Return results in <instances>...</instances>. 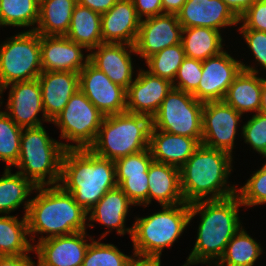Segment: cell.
<instances>
[{
  "label": "cell",
  "instance_id": "17",
  "mask_svg": "<svg viewBox=\"0 0 266 266\" xmlns=\"http://www.w3.org/2000/svg\"><path fill=\"white\" fill-rule=\"evenodd\" d=\"M85 237L86 231H82L39 241L33 245L37 266H82L90 244Z\"/></svg>",
  "mask_w": 266,
  "mask_h": 266
},
{
  "label": "cell",
  "instance_id": "7",
  "mask_svg": "<svg viewBox=\"0 0 266 266\" xmlns=\"http://www.w3.org/2000/svg\"><path fill=\"white\" fill-rule=\"evenodd\" d=\"M147 217L135 219L132 226L134 256L160 259L164 247H170L190 223L189 204L163 205Z\"/></svg>",
  "mask_w": 266,
  "mask_h": 266
},
{
  "label": "cell",
  "instance_id": "44",
  "mask_svg": "<svg viewBox=\"0 0 266 266\" xmlns=\"http://www.w3.org/2000/svg\"><path fill=\"white\" fill-rule=\"evenodd\" d=\"M137 16L142 20L146 18L164 14L161 0H132Z\"/></svg>",
  "mask_w": 266,
  "mask_h": 266
},
{
  "label": "cell",
  "instance_id": "8",
  "mask_svg": "<svg viewBox=\"0 0 266 266\" xmlns=\"http://www.w3.org/2000/svg\"><path fill=\"white\" fill-rule=\"evenodd\" d=\"M0 44V90L6 85L37 79L42 73L40 34L24 31Z\"/></svg>",
  "mask_w": 266,
  "mask_h": 266
},
{
  "label": "cell",
  "instance_id": "21",
  "mask_svg": "<svg viewBox=\"0 0 266 266\" xmlns=\"http://www.w3.org/2000/svg\"><path fill=\"white\" fill-rule=\"evenodd\" d=\"M140 21L132 0H118L108 12L101 14L103 43L134 45Z\"/></svg>",
  "mask_w": 266,
  "mask_h": 266
},
{
  "label": "cell",
  "instance_id": "27",
  "mask_svg": "<svg viewBox=\"0 0 266 266\" xmlns=\"http://www.w3.org/2000/svg\"><path fill=\"white\" fill-rule=\"evenodd\" d=\"M76 4L77 0H40L38 26L28 31L65 36Z\"/></svg>",
  "mask_w": 266,
  "mask_h": 266
},
{
  "label": "cell",
  "instance_id": "46",
  "mask_svg": "<svg viewBox=\"0 0 266 266\" xmlns=\"http://www.w3.org/2000/svg\"><path fill=\"white\" fill-rule=\"evenodd\" d=\"M0 266H36L28 254L16 256H0Z\"/></svg>",
  "mask_w": 266,
  "mask_h": 266
},
{
  "label": "cell",
  "instance_id": "15",
  "mask_svg": "<svg viewBox=\"0 0 266 266\" xmlns=\"http://www.w3.org/2000/svg\"><path fill=\"white\" fill-rule=\"evenodd\" d=\"M6 114L20 127L30 128L42 126L37 118L39 112L43 113V121L51 122L44 114L42 105L41 86L38 79L13 82L0 90V97L4 89L10 86Z\"/></svg>",
  "mask_w": 266,
  "mask_h": 266
},
{
  "label": "cell",
  "instance_id": "35",
  "mask_svg": "<svg viewBox=\"0 0 266 266\" xmlns=\"http://www.w3.org/2000/svg\"><path fill=\"white\" fill-rule=\"evenodd\" d=\"M23 128L18 126L6 112L0 111V160L14 166L20 156V140Z\"/></svg>",
  "mask_w": 266,
  "mask_h": 266
},
{
  "label": "cell",
  "instance_id": "49",
  "mask_svg": "<svg viewBox=\"0 0 266 266\" xmlns=\"http://www.w3.org/2000/svg\"><path fill=\"white\" fill-rule=\"evenodd\" d=\"M128 266H161V260L157 258L134 257Z\"/></svg>",
  "mask_w": 266,
  "mask_h": 266
},
{
  "label": "cell",
  "instance_id": "40",
  "mask_svg": "<svg viewBox=\"0 0 266 266\" xmlns=\"http://www.w3.org/2000/svg\"><path fill=\"white\" fill-rule=\"evenodd\" d=\"M245 143H249L256 152L266 157V115L258 112L252 115L242 127Z\"/></svg>",
  "mask_w": 266,
  "mask_h": 266
},
{
  "label": "cell",
  "instance_id": "33",
  "mask_svg": "<svg viewBox=\"0 0 266 266\" xmlns=\"http://www.w3.org/2000/svg\"><path fill=\"white\" fill-rule=\"evenodd\" d=\"M40 0H0V26L29 27L37 24Z\"/></svg>",
  "mask_w": 266,
  "mask_h": 266
},
{
  "label": "cell",
  "instance_id": "38",
  "mask_svg": "<svg viewBox=\"0 0 266 266\" xmlns=\"http://www.w3.org/2000/svg\"><path fill=\"white\" fill-rule=\"evenodd\" d=\"M236 194L243 206H254L266 203V163L256 171Z\"/></svg>",
  "mask_w": 266,
  "mask_h": 266
},
{
  "label": "cell",
  "instance_id": "51",
  "mask_svg": "<svg viewBox=\"0 0 266 266\" xmlns=\"http://www.w3.org/2000/svg\"><path fill=\"white\" fill-rule=\"evenodd\" d=\"M214 263H215V266H216V265H217V266H220L217 260H215Z\"/></svg>",
  "mask_w": 266,
  "mask_h": 266
},
{
  "label": "cell",
  "instance_id": "36",
  "mask_svg": "<svg viewBox=\"0 0 266 266\" xmlns=\"http://www.w3.org/2000/svg\"><path fill=\"white\" fill-rule=\"evenodd\" d=\"M89 244L82 266H128L135 256L123 254L113 244L94 241Z\"/></svg>",
  "mask_w": 266,
  "mask_h": 266
},
{
  "label": "cell",
  "instance_id": "25",
  "mask_svg": "<svg viewBox=\"0 0 266 266\" xmlns=\"http://www.w3.org/2000/svg\"><path fill=\"white\" fill-rule=\"evenodd\" d=\"M242 70L236 76L224 97V102L236 111L245 112L260 110L262 78L257 77L258 70L241 63Z\"/></svg>",
  "mask_w": 266,
  "mask_h": 266
},
{
  "label": "cell",
  "instance_id": "18",
  "mask_svg": "<svg viewBox=\"0 0 266 266\" xmlns=\"http://www.w3.org/2000/svg\"><path fill=\"white\" fill-rule=\"evenodd\" d=\"M40 48L42 71L79 73L89 61V54L84 59V47L66 36L40 35Z\"/></svg>",
  "mask_w": 266,
  "mask_h": 266
},
{
  "label": "cell",
  "instance_id": "47",
  "mask_svg": "<svg viewBox=\"0 0 266 266\" xmlns=\"http://www.w3.org/2000/svg\"><path fill=\"white\" fill-rule=\"evenodd\" d=\"M239 18L256 0H223Z\"/></svg>",
  "mask_w": 266,
  "mask_h": 266
},
{
  "label": "cell",
  "instance_id": "24",
  "mask_svg": "<svg viewBox=\"0 0 266 266\" xmlns=\"http://www.w3.org/2000/svg\"><path fill=\"white\" fill-rule=\"evenodd\" d=\"M151 199L163 205L185 203L181 190L180 168L152 161L148 169V204Z\"/></svg>",
  "mask_w": 266,
  "mask_h": 266
},
{
  "label": "cell",
  "instance_id": "20",
  "mask_svg": "<svg viewBox=\"0 0 266 266\" xmlns=\"http://www.w3.org/2000/svg\"><path fill=\"white\" fill-rule=\"evenodd\" d=\"M127 47L129 51H127ZM96 48L97 51L89 53V61L103 71L113 83L127 90L133 82V65L130 53L136 54L134 45L103 43Z\"/></svg>",
  "mask_w": 266,
  "mask_h": 266
},
{
  "label": "cell",
  "instance_id": "16",
  "mask_svg": "<svg viewBox=\"0 0 266 266\" xmlns=\"http://www.w3.org/2000/svg\"><path fill=\"white\" fill-rule=\"evenodd\" d=\"M172 88L171 81L140 70L126 91V112L152 118Z\"/></svg>",
  "mask_w": 266,
  "mask_h": 266
},
{
  "label": "cell",
  "instance_id": "30",
  "mask_svg": "<svg viewBox=\"0 0 266 266\" xmlns=\"http://www.w3.org/2000/svg\"><path fill=\"white\" fill-rule=\"evenodd\" d=\"M27 235L25 215L21 221L16 216H0V256L26 255L34 251Z\"/></svg>",
  "mask_w": 266,
  "mask_h": 266
},
{
  "label": "cell",
  "instance_id": "26",
  "mask_svg": "<svg viewBox=\"0 0 266 266\" xmlns=\"http://www.w3.org/2000/svg\"><path fill=\"white\" fill-rule=\"evenodd\" d=\"M130 205H134L127 195L117 186L109 191L87 213L89 221H97L107 228L116 229L119 235L126 232L132 236V227L124 223Z\"/></svg>",
  "mask_w": 266,
  "mask_h": 266
},
{
  "label": "cell",
  "instance_id": "3",
  "mask_svg": "<svg viewBox=\"0 0 266 266\" xmlns=\"http://www.w3.org/2000/svg\"><path fill=\"white\" fill-rule=\"evenodd\" d=\"M59 185L88 212L107 191L118 186L115 161L89 149H65Z\"/></svg>",
  "mask_w": 266,
  "mask_h": 266
},
{
  "label": "cell",
  "instance_id": "29",
  "mask_svg": "<svg viewBox=\"0 0 266 266\" xmlns=\"http://www.w3.org/2000/svg\"><path fill=\"white\" fill-rule=\"evenodd\" d=\"M181 43L187 58L200 61L219 55L223 51L220 30L209 27L183 28Z\"/></svg>",
  "mask_w": 266,
  "mask_h": 266
},
{
  "label": "cell",
  "instance_id": "9",
  "mask_svg": "<svg viewBox=\"0 0 266 266\" xmlns=\"http://www.w3.org/2000/svg\"><path fill=\"white\" fill-rule=\"evenodd\" d=\"M203 105L191 93L172 88L152 117V127L195 138L201 143Z\"/></svg>",
  "mask_w": 266,
  "mask_h": 266
},
{
  "label": "cell",
  "instance_id": "1",
  "mask_svg": "<svg viewBox=\"0 0 266 266\" xmlns=\"http://www.w3.org/2000/svg\"><path fill=\"white\" fill-rule=\"evenodd\" d=\"M189 206V221L197 213L201 215V220L194 248L183 266L210 264L214 258L219 261L227 244L241 228L238 211L243 204L235 194L223 199L194 202Z\"/></svg>",
  "mask_w": 266,
  "mask_h": 266
},
{
  "label": "cell",
  "instance_id": "19",
  "mask_svg": "<svg viewBox=\"0 0 266 266\" xmlns=\"http://www.w3.org/2000/svg\"><path fill=\"white\" fill-rule=\"evenodd\" d=\"M182 28L221 27L236 25L239 18L223 0H187L176 14Z\"/></svg>",
  "mask_w": 266,
  "mask_h": 266
},
{
  "label": "cell",
  "instance_id": "45",
  "mask_svg": "<svg viewBox=\"0 0 266 266\" xmlns=\"http://www.w3.org/2000/svg\"><path fill=\"white\" fill-rule=\"evenodd\" d=\"M118 0H77V4L103 14L108 12Z\"/></svg>",
  "mask_w": 266,
  "mask_h": 266
},
{
  "label": "cell",
  "instance_id": "39",
  "mask_svg": "<svg viewBox=\"0 0 266 266\" xmlns=\"http://www.w3.org/2000/svg\"><path fill=\"white\" fill-rule=\"evenodd\" d=\"M201 76L202 61L186 57L172 82L173 88L192 94L198 88Z\"/></svg>",
  "mask_w": 266,
  "mask_h": 266
},
{
  "label": "cell",
  "instance_id": "22",
  "mask_svg": "<svg viewBox=\"0 0 266 266\" xmlns=\"http://www.w3.org/2000/svg\"><path fill=\"white\" fill-rule=\"evenodd\" d=\"M37 79L41 86L44 114L52 122L79 89V73L42 71Z\"/></svg>",
  "mask_w": 266,
  "mask_h": 266
},
{
  "label": "cell",
  "instance_id": "5",
  "mask_svg": "<svg viewBox=\"0 0 266 266\" xmlns=\"http://www.w3.org/2000/svg\"><path fill=\"white\" fill-rule=\"evenodd\" d=\"M54 140L43 126L23 128L20 156L14 166L36 187L59 185L63 153L65 149H74L73 144Z\"/></svg>",
  "mask_w": 266,
  "mask_h": 266
},
{
  "label": "cell",
  "instance_id": "4",
  "mask_svg": "<svg viewBox=\"0 0 266 266\" xmlns=\"http://www.w3.org/2000/svg\"><path fill=\"white\" fill-rule=\"evenodd\" d=\"M231 162L232 154L201 144L180 167L184 201L187 204H192L235 195L236 187L227 186V178L232 170Z\"/></svg>",
  "mask_w": 266,
  "mask_h": 266
},
{
  "label": "cell",
  "instance_id": "32",
  "mask_svg": "<svg viewBox=\"0 0 266 266\" xmlns=\"http://www.w3.org/2000/svg\"><path fill=\"white\" fill-rule=\"evenodd\" d=\"M261 253L260 244L241 227L227 244L218 263L220 266H253Z\"/></svg>",
  "mask_w": 266,
  "mask_h": 266
},
{
  "label": "cell",
  "instance_id": "28",
  "mask_svg": "<svg viewBox=\"0 0 266 266\" xmlns=\"http://www.w3.org/2000/svg\"><path fill=\"white\" fill-rule=\"evenodd\" d=\"M65 36L88 51L95 50L98 45L103 44L101 14L76 4Z\"/></svg>",
  "mask_w": 266,
  "mask_h": 266
},
{
  "label": "cell",
  "instance_id": "41",
  "mask_svg": "<svg viewBox=\"0 0 266 266\" xmlns=\"http://www.w3.org/2000/svg\"><path fill=\"white\" fill-rule=\"evenodd\" d=\"M118 187L134 205H148V171L143 175L128 176Z\"/></svg>",
  "mask_w": 266,
  "mask_h": 266
},
{
  "label": "cell",
  "instance_id": "37",
  "mask_svg": "<svg viewBox=\"0 0 266 266\" xmlns=\"http://www.w3.org/2000/svg\"><path fill=\"white\" fill-rule=\"evenodd\" d=\"M152 161L149 148L116 160L117 185L119 186L128 176L143 175L148 171Z\"/></svg>",
  "mask_w": 266,
  "mask_h": 266
},
{
  "label": "cell",
  "instance_id": "13",
  "mask_svg": "<svg viewBox=\"0 0 266 266\" xmlns=\"http://www.w3.org/2000/svg\"><path fill=\"white\" fill-rule=\"evenodd\" d=\"M241 70V61L235 60L226 51L202 61V76L192 95L202 103L223 101Z\"/></svg>",
  "mask_w": 266,
  "mask_h": 266
},
{
  "label": "cell",
  "instance_id": "14",
  "mask_svg": "<svg viewBox=\"0 0 266 266\" xmlns=\"http://www.w3.org/2000/svg\"><path fill=\"white\" fill-rule=\"evenodd\" d=\"M182 29L176 14L142 19L134 44L136 54L146 60L166 47L181 43Z\"/></svg>",
  "mask_w": 266,
  "mask_h": 266
},
{
  "label": "cell",
  "instance_id": "23",
  "mask_svg": "<svg viewBox=\"0 0 266 266\" xmlns=\"http://www.w3.org/2000/svg\"><path fill=\"white\" fill-rule=\"evenodd\" d=\"M201 143L188 136L156 130L150 131L149 150L154 161L180 168Z\"/></svg>",
  "mask_w": 266,
  "mask_h": 266
},
{
  "label": "cell",
  "instance_id": "34",
  "mask_svg": "<svg viewBox=\"0 0 266 266\" xmlns=\"http://www.w3.org/2000/svg\"><path fill=\"white\" fill-rule=\"evenodd\" d=\"M186 58L182 43L164 48L146 59L151 74L174 81L178 68Z\"/></svg>",
  "mask_w": 266,
  "mask_h": 266
},
{
  "label": "cell",
  "instance_id": "43",
  "mask_svg": "<svg viewBox=\"0 0 266 266\" xmlns=\"http://www.w3.org/2000/svg\"><path fill=\"white\" fill-rule=\"evenodd\" d=\"M254 54L255 60L266 69V32L254 29H238Z\"/></svg>",
  "mask_w": 266,
  "mask_h": 266
},
{
  "label": "cell",
  "instance_id": "10",
  "mask_svg": "<svg viewBox=\"0 0 266 266\" xmlns=\"http://www.w3.org/2000/svg\"><path fill=\"white\" fill-rule=\"evenodd\" d=\"M105 115L78 89L52 121L61 138L76 143L74 149H88L95 141Z\"/></svg>",
  "mask_w": 266,
  "mask_h": 266
},
{
  "label": "cell",
  "instance_id": "11",
  "mask_svg": "<svg viewBox=\"0 0 266 266\" xmlns=\"http://www.w3.org/2000/svg\"><path fill=\"white\" fill-rule=\"evenodd\" d=\"M241 115L224 101L204 103L201 144L231 154Z\"/></svg>",
  "mask_w": 266,
  "mask_h": 266
},
{
  "label": "cell",
  "instance_id": "50",
  "mask_svg": "<svg viewBox=\"0 0 266 266\" xmlns=\"http://www.w3.org/2000/svg\"><path fill=\"white\" fill-rule=\"evenodd\" d=\"M259 112L266 115V79L262 78L261 104Z\"/></svg>",
  "mask_w": 266,
  "mask_h": 266
},
{
  "label": "cell",
  "instance_id": "31",
  "mask_svg": "<svg viewBox=\"0 0 266 266\" xmlns=\"http://www.w3.org/2000/svg\"><path fill=\"white\" fill-rule=\"evenodd\" d=\"M36 186L25 176L16 172L11 173V168H5L3 177L0 178V214H10L31 194Z\"/></svg>",
  "mask_w": 266,
  "mask_h": 266
},
{
  "label": "cell",
  "instance_id": "48",
  "mask_svg": "<svg viewBox=\"0 0 266 266\" xmlns=\"http://www.w3.org/2000/svg\"><path fill=\"white\" fill-rule=\"evenodd\" d=\"M164 13L177 14L187 0H161Z\"/></svg>",
  "mask_w": 266,
  "mask_h": 266
},
{
  "label": "cell",
  "instance_id": "42",
  "mask_svg": "<svg viewBox=\"0 0 266 266\" xmlns=\"http://www.w3.org/2000/svg\"><path fill=\"white\" fill-rule=\"evenodd\" d=\"M239 29H254L266 32V0H256L240 17Z\"/></svg>",
  "mask_w": 266,
  "mask_h": 266
},
{
  "label": "cell",
  "instance_id": "12",
  "mask_svg": "<svg viewBox=\"0 0 266 266\" xmlns=\"http://www.w3.org/2000/svg\"><path fill=\"white\" fill-rule=\"evenodd\" d=\"M79 89L105 116L126 112V89L110 78L90 61L79 72Z\"/></svg>",
  "mask_w": 266,
  "mask_h": 266
},
{
  "label": "cell",
  "instance_id": "6",
  "mask_svg": "<svg viewBox=\"0 0 266 266\" xmlns=\"http://www.w3.org/2000/svg\"><path fill=\"white\" fill-rule=\"evenodd\" d=\"M152 118L124 112L104 117L94 143L95 155L116 161L149 148Z\"/></svg>",
  "mask_w": 266,
  "mask_h": 266
},
{
  "label": "cell",
  "instance_id": "2",
  "mask_svg": "<svg viewBox=\"0 0 266 266\" xmlns=\"http://www.w3.org/2000/svg\"><path fill=\"white\" fill-rule=\"evenodd\" d=\"M47 187L37 186L35 190L39 194L24 204L30 241L35 240L33 233H48L47 237L39 238L42 241L86 231L88 213L78 205L72 194L60 185Z\"/></svg>",
  "mask_w": 266,
  "mask_h": 266
}]
</instances>
